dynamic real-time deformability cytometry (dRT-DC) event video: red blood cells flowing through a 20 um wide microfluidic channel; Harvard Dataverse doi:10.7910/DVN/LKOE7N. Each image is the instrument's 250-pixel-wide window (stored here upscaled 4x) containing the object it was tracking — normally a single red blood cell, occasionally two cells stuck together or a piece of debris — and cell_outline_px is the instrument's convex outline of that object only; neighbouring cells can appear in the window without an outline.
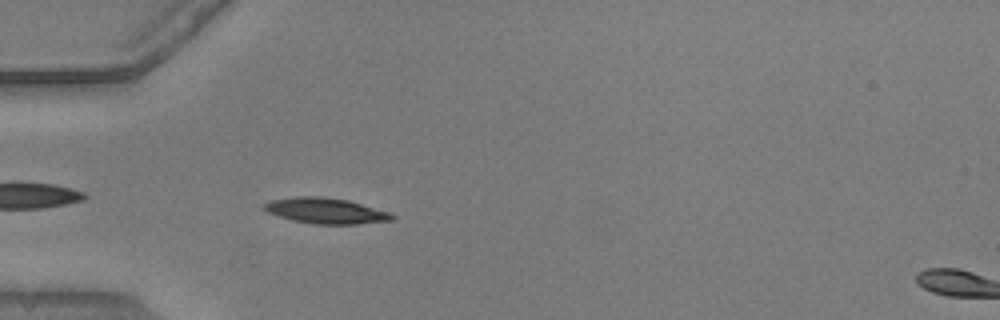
{"species": "common noctule bat (a hibernating species)", "species_latin": "Nyctalus noctula", "temperature_condition": "warm", "stored_images_in_passage": 33, "camera_frame_rate_fps": 3000, "um_per_image_px": 0.085, "animal": {"sex": "male", "body_mass_g": 20.5, "forearm_length_mm": 52.5}, "frame": {"image": 1, "passage_image": 2, "time_ms": 0.333, "image_size_px": [1000, 320], "cell_outline_px": [[396, 216], [392, 220], [356, 224], [312, 224], [292, 220], [268, 212], [260, 208], [264, 204], [272, 200], [296, 196], [324, 196], [348, 200], [388, 212]], "centroid_in_image_um": [27.66, 17.91], "position_along_channel_um": 57.3, "area_um2": 19.07}}
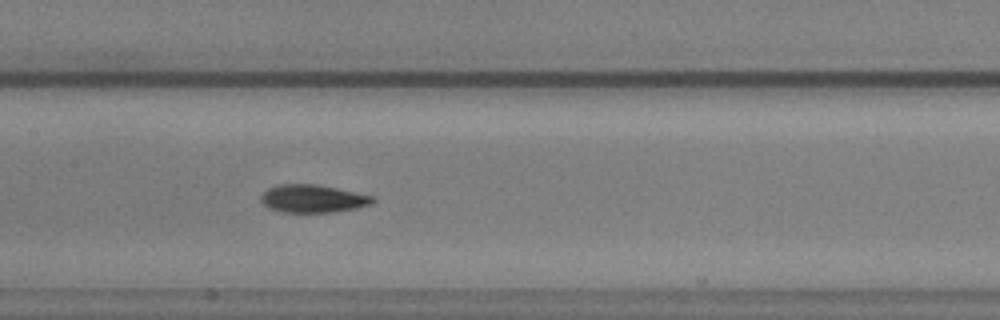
{"frame": {"image": 2, "passage_image": 12, "time_ms": 3.667, "image_size_px": [1000, 320], "cell_outline_px": [[376, 200], [372, 204], [356, 208], [332, 212], [280, 212], [268, 208], [260, 200], [260, 196], [268, 188], [276, 184], [316, 184], [372, 196]], "centroid_in_image_um": [26.54, 16.89], "position_along_channel_um": 180.9, "area_um2": 18.09}}
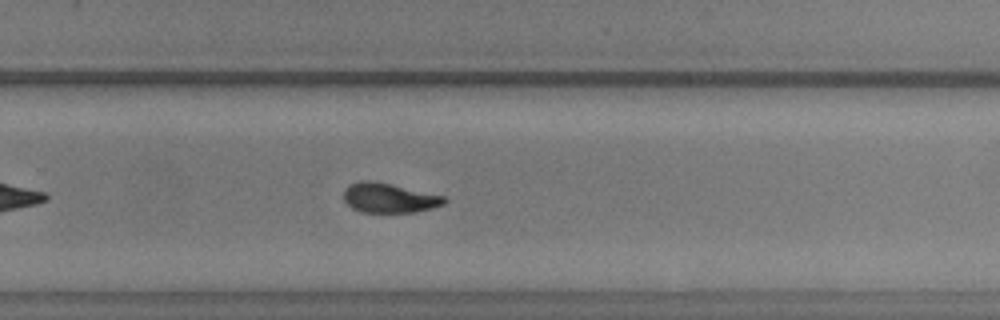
{"frame": {"image": 3, "passage_image": 21, "time_ms": 6.667, "image_size_px": [1000, 320], "cell_outline_px": [[448, 200], [444, 204], [432, 208], [412, 212], [360, 212], [352, 208], [344, 200], [344, 188], [360, 180], [372, 180], [444, 196]], "centroid_in_image_um": [33.06, 16.82], "position_along_channel_um": 296.7, "area_um2": 17.22}, "authors_computed_cell_mechanics": {"area_um2": 17.5134, "velocity_mm_per_s": 3.8838, "shape_relaxation_time_tau1_ms": 4.9281, "shape_relaxation_time_tau2_ms": 2.0765, "deformation_change_tau1": 0.1657, "deformation_change_tau2": 0.0868}}